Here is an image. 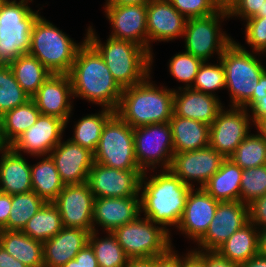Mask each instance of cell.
<instances>
[{"mask_svg": "<svg viewBox=\"0 0 266 267\" xmlns=\"http://www.w3.org/2000/svg\"><path fill=\"white\" fill-rule=\"evenodd\" d=\"M69 76L74 98L81 97L113 111L117 109L123 89L87 40L79 48Z\"/></svg>", "mask_w": 266, "mask_h": 267, "instance_id": "obj_1", "label": "cell"}, {"mask_svg": "<svg viewBox=\"0 0 266 267\" xmlns=\"http://www.w3.org/2000/svg\"><path fill=\"white\" fill-rule=\"evenodd\" d=\"M146 174L143 172L140 184L141 212L167 231L166 226L177 227L192 187L184 184L170 169L162 170L149 180Z\"/></svg>", "mask_w": 266, "mask_h": 267, "instance_id": "obj_2", "label": "cell"}, {"mask_svg": "<svg viewBox=\"0 0 266 267\" xmlns=\"http://www.w3.org/2000/svg\"><path fill=\"white\" fill-rule=\"evenodd\" d=\"M150 74L140 83L124 88L115 113L133 128L169 122L173 116L174 89L156 87Z\"/></svg>", "mask_w": 266, "mask_h": 267, "instance_id": "obj_3", "label": "cell"}, {"mask_svg": "<svg viewBox=\"0 0 266 267\" xmlns=\"http://www.w3.org/2000/svg\"><path fill=\"white\" fill-rule=\"evenodd\" d=\"M89 26L86 40L98 51L114 80L124 89L142 82L151 74L153 55L135 42L109 36L102 44Z\"/></svg>", "mask_w": 266, "mask_h": 267, "instance_id": "obj_4", "label": "cell"}, {"mask_svg": "<svg viewBox=\"0 0 266 267\" xmlns=\"http://www.w3.org/2000/svg\"><path fill=\"white\" fill-rule=\"evenodd\" d=\"M82 43H75L63 31L40 15L31 30L28 54L36 57L52 74H69Z\"/></svg>", "mask_w": 266, "mask_h": 267, "instance_id": "obj_5", "label": "cell"}, {"mask_svg": "<svg viewBox=\"0 0 266 267\" xmlns=\"http://www.w3.org/2000/svg\"><path fill=\"white\" fill-rule=\"evenodd\" d=\"M29 1L0 0V65H9L29 52L31 30L39 16Z\"/></svg>", "mask_w": 266, "mask_h": 267, "instance_id": "obj_6", "label": "cell"}, {"mask_svg": "<svg viewBox=\"0 0 266 267\" xmlns=\"http://www.w3.org/2000/svg\"><path fill=\"white\" fill-rule=\"evenodd\" d=\"M233 41L219 58L224 65L231 107H243L257 93L258 82L266 67L255 55Z\"/></svg>", "mask_w": 266, "mask_h": 267, "instance_id": "obj_7", "label": "cell"}, {"mask_svg": "<svg viewBox=\"0 0 266 267\" xmlns=\"http://www.w3.org/2000/svg\"><path fill=\"white\" fill-rule=\"evenodd\" d=\"M134 128L114 113L105 123L94 162L118 170H140L134 150Z\"/></svg>", "mask_w": 266, "mask_h": 267, "instance_id": "obj_8", "label": "cell"}, {"mask_svg": "<svg viewBox=\"0 0 266 267\" xmlns=\"http://www.w3.org/2000/svg\"><path fill=\"white\" fill-rule=\"evenodd\" d=\"M158 225L148 218L138 217L112 234L129 259L151 258L163 255L172 247L170 231Z\"/></svg>", "mask_w": 266, "mask_h": 267, "instance_id": "obj_9", "label": "cell"}, {"mask_svg": "<svg viewBox=\"0 0 266 267\" xmlns=\"http://www.w3.org/2000/svg\"><path fill=\"white\" fill-rule=\"evenodd\" d=\"M226 17L229 18L228 10L222 6L212 15L187 19L183 34L186 52L200 58L203 62L209 61L208 59L215 52L220 58L234 41L220 28V18L222 20Z\"/></svg>", "mask_w": 266, "mask_h": 267, "instance_id": "obj_10", "label": "cell"}, {"mask_svg": "<svg viewBox=\"0 0 266 267\" xmlns=\"http://www.w3.org/2000/svg\"><path fill=\"white\" fill-rule=\"evenodd\" d=\"M133 134L135 157L142 172L147 168L154 171L157 165L170 169L174 147L169 122L136 127Z\"/></svg>", "mask_w": 266, "mask_h": 267, "instance_id": "obj_11", "label": "cell"}, {"mask_svg": "<svg viewBox=\"0 0 266 267\" xmlns=\"http://www.w3.org/2000/svg\"><path fill=\"white\" fill-rule=\"evenodd\" d=\"M251 118L243 107L223 108L210 125L209 146L224 158H229L249 135Z\"/></svg>", "mask_w": 266, "mask_h": 267, "instance_id": "obj_12", "label": "cell"}, {"mask_svg": "<svg viewBox=\"0 0 266 267\" xmlns=\"http://www.w3.org/2000/svg\"><path fill=\"white\" fill-rule=\"evenodd\" d=\"M142 174L141 170H118L94 162L87 182L94 198L139 197Z\"/></svg>", "mask_w": 266, "mask_h": 267, "instance_id": "obj_13", "label": "cell"}, {"mask_svg": "<svg viewBox=\"0 0 266 267\" xmlns=\"http://www.w3.org/2000/svg\"><path fill=\"white\" fill-rule=\"evenodd\" d=\"M53 203L60 212L63 227L93 231L94 195L88 182L65 185Z\"/></svg>", "mask_w": 266, "mask_h": 267, "instance_id": "obj_14", "label": "cell"}, {"mask_svg": "<svg viewBox=\"0 0 266 267\" xmlns=\"http://www.w3.org/2000/svg\"><path fill=\"white\" fill-rule=\"evenodd\" d=\"M248 222V204L241 201L219 202L206 233L197 241L198 250L216 251L233 233Z\"/></svg>", "mask_w": 266, "mask_h": 267, "instance_id": "obj_15", "label": "cell"}, {"mask_svg": "<svg viewBox=\"0 0 266 267\" xmlns=\"http://www.w3.org/2000/svg\"><path fill=\"white\" fill-rule=\"evenodd\" d=\"M225 158L210 146L187 152L174 153L170 170L184 184L195 187L191 181H197L202 188L220 169Z\"/></svg>", "mask_w": 266, "mask_h": 267, "instance_id": "obj_16", "label": "cell"}, {"mask_svg": "<svg viewBox=\"0 0 266 267\" xmlns=\"http://www.w3.org/2000/svg\"><path fill=\"white\" fill-rule=\"evenodd\" d=\"M66 125L60 118L40 114L33 126L20 135L10 147L20 153L47 156L61 142Z\"/></svg>", "mask_w": 266, "mask_h": 267, "instance_id": "obj_17", "label": "cell"}, {"mask_svg": "<svg viewBox=\"0 0 266 267\" xmlns=\"http://www.w3.org/2000/svg\"><path fill=\"white\" fill-rule=\"evenodd\" d=\"M105 13L113 27L110 37L135 42L148 51L147 5L105 6Z\"/></svg>", "mask_w": 266, "mask_h": 267, "instance_id": "obj_18", "label": "cell"}, {"mask_svg": "<svg viewBox=\"0 0 266 267\" xmlns=\"http://www.w3.org/2000/svg\"><path fill=\"white\" fill-rule=\"evenodd\" d=\"M73 97L69 74H51L31 97L42 115H49L69 122Z\"/></svg>", "mask_w": 266, "mask_h": 267, "instance_id": "obj_19", "label": "cell"}, {"mask_svg": "<svg viewBox=\"0 0 266 267\" xmlns=\"http://www.w3.org/2000/svg\"><path fill=\"white\" fill-rule=\"evenodd\" d=\"M65 185L87 182L94 163L93 152L67 139L58 143L49 154Z\"/></svg>", "mask_w": 266, "mask_h": 267, "instance_id": "obj_20", "label": "cell"}, {"mask_svg": "<svg viewBox=\"0 0 266 267\" xmlns=\"http://www.w3.org/2000/svg\"><path fill=\"white\" fill-rule=\"evenodd\" d=\"M219 202L203 188L194 191L192 187L177 229L197 242L206 233Z\"/></svg>", "mask_w": 266, "mask_h": 267, "instance_id": "obj_21", "label": "cell"}, {"mask_svg": "<svg viewBox=\"0 0 266 267\" xmlns=\"http://www.w3.org/2000/svg\"><path fill=\"white\" fill-rule=\"evenodd\" d=\"M187 19L168 0H152L147 4L148 52L153 41H172L182 37Z\"/></svg>", "mask_w": 266, "mask_h": 267, "instance_id": "obj_22", "label": "cell"}, {"mask_svg": "<svg viewBox=\"0 0 266 267\" xmlns=\"http://www.w3.org/2000/svg\"><path fill=\"white\" fill-rule=\"evenodd\" d=\"M141 213L139 197H103L94 198L93 231L96 225L106 233L136 220Z\"/></svg>", "mask_w": 266, "mask_h": 267, "instance_id": "obj_23", "label": "cell"}, {"mask_svg": "<svg viewBox=\"0 0 266 267\" xmlns=\"http://www.w3.org/2000/svg\"><path fill=\"white\" fill-rule=\"evenodd\" d=\"M178 88V91L174 89V114L210 126L223 108L219 98L216 95L199 92L191 88Z\"/></svg>", "mask_w": 266, "mask_h": 267, "instance_id": "obj_24", "label": "cell"}, {"mask_svg": "<svg viewBox=\"0 0 266 267\" xmlns=\"http://www.w3.org/2000/svg\"><path fill=\"white\" fill-rule=\"evenodd\" d=\"M90 232L63 227L55 236L43 242L44 267H61L75 258L89 240Z\"/></svg>", "mask_w": 266, "mask_h": 267, "instance_id": "obj_25", "label": "cell"}, {"mask_svg": "<svg viewBox=\"0 0 266 267\" xmlns=\"http://www.w3.org/2000/svg\"><path fill=\"white\" fill-rule=\"evenodd\" d=\"M0 191L13 195L32 191L31 167L21 153L0 146Z\"/></svg>", "mask_w": 266, "mask_h": 267, "instance_id": "obj_26", "label": "cell"}, {"mask_svg": "<svg viewBox=\"0 0 266 267\" xmlns=\"http://www.w3.org/2000/svg\"><path fill=\"white\" fill-rule=\"evenodd\" d=\"M174 153L203 149L209 146L210 126L193 119L176 116L169 121Z\"/></svg>", "mask_w": 266, "mask_h": 267, "instance_id": "obj_27", "label": "cell"}, {"mask_svg": "<svg viewBox=\"0 0 266 267\" xmlns=\"http://www.w3.org/2000/svg\"><path fill=\"white\" fill-rule=\"evenodd\" d=\"M0 245L27 267H44L43 243L22 231L1 229Z\"/></svg>", "mask_w": 266, "mask_h": 267, "instance_id": "obj_28", "label": "cell"}, {"mask_svg": "<svg viewBox=\"0 0 266 267\" xmlns=\"http://www.w3.org/2000/svg\"><path fill=\"white\" fill-rule=\"evenodd\" d=\"M242 170L231 159L225 158L220 169L202 188L220 202L240 201Z\"/></svg>", "mask_w": 266, "mask_h": 267, "instance_id": "obj_29", "label": "cell"}, {"mask_svg": "<svg viewBox=\"0 0 266 267\" xmlns=\"http://www.w3.org/2000/svg\"><path fill=\"white\" fill-rule=\"evenodd\" d=\"M258 228L250 221L233 233L216 252L231 262L241 264L259 253Z\"/></svg>", "mask_w": 266, "mask_h": 267, "instance_id": "obj_30", "label": "cell"}, {"mask_svg": "<svg viewBox=\"0 0 266 267\" xmlns=\"http://www.w3.org/2000/svg\"><path fill=\"white\" fill-rule=\"evenodd\" d=\"M40 114L32 99L6 112L0 117V145L10 146L20 135L35 124Z\"/></svg>", "mask_w": 266, "mask_h": 267, "instance_id": "obj_31", "label": "cell"}, {"mask_svg": "<svg viewBox=\"0 0 266 267\" xmlns=\"http://www.w3.org/2000/svg\"><path fill=\"white\" fill-rule=\"evenodd\" d=\"M32 191L46 203L54 202L65 184L61 181L55 163L50 155L37 164L30 165Z\"/></svg>", "mask_w": 266, "mask_h": 267, "instance_id": "obj_32", "label": "cell"}, {"mask_svg": "<svg viewBox=\"0 0 266 267\" xmlns=\"http://www.w3.org/2000/svg\"><path fill=\"white\" fill-rule=\"evenodd\" d=\"M21 88L32 97L52 74L30 54L21 55L9 64Z\"/></svg>", "mask_w": 266, "mask_h": 267, "instance_id": "obj_33", "label": "cell"}, {"mask_svg": "<svg viewBox=\"0 0 266 267\" xmlns=\"http://www.w3.org/2000/svg\"><path fill=\"white\" fill-rule=\"evenodd\" d=\"M62 229V218L57 206L53 202H48L29 219L21 231L43 243Z\"/></svg>", "mask_w": 266, "mask_h": 267, "instance_id": "obj_34", "label": "cell"}, {"mask_svg": "<svg viewBox=\"0 0 266 267\" xmlns=\"http://www.w3.org/2000/svg\"><path fill=\"white\" fill-rule=\"evenodd\" d=\"M115 111L103 108L98 114H89L74 125V136L70 140L81 147L89 149L91 152L97 148L103 126Z\"/></svg>", "mask_w": 266, "mask_h": 267, "instance_id": "obj_35", "label": "cell"}, {"mask_svg": "<svg viewBox=\"0 0 266 267\" xmlns=\"http://www.w3.org/2000/svg\"><path fill=\"white\" fill-rule=\"evenodd\" d=\"M98 230L90 232L88 244L94 251L99 267H126L129 258L119 245L116 237L107 233V237L99 239Z\"/></svg>", "mask_w": 266, "mask_h": 267, "instance_id": "obj_36", "label": "cell"}, {"mask_svg": "<svg viewBox=\"0 0 266 267\" xmlns=\"http://www.w3.org/2000/svg\"><path fill=\"white\" fill-rule=\"evenodd\" d=\"M46 202L34 191L12 195V204L7 224L3 230L21 231L29 219L35 215Z\"/></svg>", "mask_w": 266, "mask_h": 267, "instance_id": "obj_37", "label": "cell"}, {"mask_svg": "<svg viewBox=\"0 0 266 267\" xmlns=\"http://www.w3.org/2000/svg\"><path fill=\"white\" fill-rule=\"evenodd\" d=\"M243 170L266 164V140L258 134H249L229 157Z\"/></svg>", "mask_w": 266, "mask_h": 267, "instance_id": "obj_38", "label": "cell"}, {"mask_svg": "<svg viewBox=\"0 0 266 267\" xmlns=\"http://www.w3.org/2000/svg\"><path fill=\"white\" fill-rule=\"evenodd\" d=\"M30 99L18 84L9 65H0V117Z\"/></svg>", "mask_w": 266, "mask_h": 267, "instance_id": "obj_39", "label": "cell"}, {"mask_svg": "<svg viewBox=\"0 0 266 267\" xmlns=\"http://www.w3.org/2000/svg\"><path fill=\"white\" fill-rule=\"evenodd\" d=\"M219 64V65H218ZM211 65L204 61L196 74L194 84L191 89L216 95L213 92L226 87L224 65L219 59V63Z\"/></svg>", "mask_w": 266, "mask_h": 267, "instance_id": "obj_40", "label": "cell"}, {"mask_svg": "<svg viewBox=\"0 0 266 267\" xmlns=\"http://www.w3.org/2000/svg\"><path fill=\"white\" fill-rule=\"evenodd\" d=\"M266 194V164L242 170L240 201L250 204Z\"/></svg>", "mask_w": 266, "mask_h": 267, "instance_id": "obj_41", "label": "cell"}, {"mask_svg": "<svg viewBox=\"0 0 266 267\" xmlns=\"http://www.w3.org/2000/svg\"><path fill=\"white\" fill-rule=\"evenodd\" d=\"M169 61L170 74L179 82L186 83L184 88H191L203 61L186 51L179 52Z\"/></svg>", "mask_w": 266, "mask_h": 267, "instance_id": "obj_42", "label": "cell"}, {"mask_svg": "<svg viewBox=\"0 0 266 267\" xmlns=\"http://www.w3.org/2000/svg\"><path fill=\"white\" fill-rule=\"evenodd\" d=\"M186 19L205 17L216 13L222 5L217 0H168Z\"/></svg>", "mask_w": 266, "mask_h": 267, "instance_id": "obj_43", "label": "cell"}, {"mask_svg": "<svg viewBox=\"0 0 266 267\" xmlns=\"http://www.w3.org/2000/svg\"><path fill=\"white\" fill-rule=\"evenodd\" d=\"M246 22L245 37L247 44L252 47V53H266V17H252Z\"/></svg>", "mask_w": 266, "mask_h": 267, "instance_id": "obj_44", "label": "cell"}, {"mask_svg": "<svg viewBox=\"0 0 266 267\" xmlns=\"http://www.w3.org/2000/svg\"><path fill=\"white\" fill-rule=\"evenodd\" d=\"M266 0H232L226 8L229 18L237 16L248 20L254 17L257 13H262V6Z\"/></svg>", "mask_w": 266, "mask_h": 267, "instance_id": "obj_45", "label": "cell"}, {"mask_svg": "<svg viewBox=\"0 0 266 267\" xmlns=\"http://www.w3.org/2000/svg\"><path fill=\"white\" fill-rule=\"evenodd\" d=\"M249 221L258 228L266 226V194L248 204Z\"/></svg>", "mask_w": 266, "mask_h": 267, "instance_id": "obj_46", "label": "cell"}, {"mask_svg": "<svg viewBox=\"0 0 266 267\" xmlns=\"http://www.w3.org/2000/svg\"><path fill=\"white\" fill-rule=\"evenodd\" d=\"M252 111V122L255 124L260 118L266 116V96L252 97L244 106L246 110Z\"/></svg>", "mask_w": 266, "mask_h": 267, "instance_id": "obj_47", "label": "cell"}, {"mask_svg": "<svg viewBox=\"0 0 266 267\" xmlns=\"http://www.w3.org/2000/svg\"><path fill=\"white\" fill-rule=\"evenodd\" d=\"M171 247L166 253L155 257V267H181V256Z\"/></svg>", "mask_w": 266, "mask_h": 267, "instance_id": "obj_48", "label": "cell"}, {"mask_svg": "<svg viewBox=\"0 0 266 267\" xmlns=\"http://www.w3.org/2000/svg\"><path fill=\"white\" fill-rule=\"evenodd\" d=\"M181 267H205V252L203 250H191L181 258Z\"/></svg>", "mask_w": 266, "mask_h": 267, "instance_id": "obj_49", "label": "cell"}, {"mask_svg": "<svg viewBox=\"0 0 266 267\" xmlns=\"http://www.w3.org/2000/svg\"><path fill=\"white\" fill-rule=\"evenodd\" d=\"M205 267H240V264L229 261L216 251H205Z\"/></svg>", "mask_w": 266, "mask_h": 267, "instance_id": "obj_50", "label": "cell"}, {"mask_svg": "<svg viewBox=\"0 0 266 267\" xmlns=\"http://www.w3.org/2000/svg\"><path fill=\"white\" fill-rule=\"evenodd\" d=\"M81 267H99L94 251L89 244L81 249L74 258Z\"/></svg>", "mask_w": 266, "mask_h": 267, "instance_id": "obj_51", "label": "cell"}, {"mask_svg": "<svg viewBox=\"0 0 266 267\" xmlns=\"http://www.w3.org/2000/svg\"><path fill=\"white\" fill-rule=\"evenodd\" d=\"M12 204V195L0 191V230L7 224Z\"/></svg>", "mask_w": 266, "mask_h": 267, "instance_id": "obj_52", "label": "cell"}, {"mask_svg": "<svg viewBox=\"0 0 266 267\" xmlns=\"http://www.w3.org/2000/svg\"><path fill=\"white\" fill-rule=\"evenodd\" d=\"M0 267H27L13 256H11L1 245H0Z\"/></svg>", "mask_w": 266, "mask_h": 267, "instance_id": "obj_53", "label": "cell"}, {"mask_svg": "<svg viewBox=\"0 0 266 267\" xmlns=\"http://www.w3.org/2000/svg\"><path fill=\"white\" fill-rule=\"evenodd\" d=\"M240 267H266V255L258 253L248 261L241 263Z\"/></svg>", "mask_w": 266, "mask_h": 267, "instance_id": "obj_54", "label": "cell"}, {"mask_svg": "<svg viewBox=\"0 0 266 267\" xmlns=\"http://www.w3.org/2000/svg\"><path fill=\"white\" fill-rule=\"evenodd\" d=\"M126 267H155V257L129 259Z\"/></svg>", "mask_w": 266, "mask_h": 267, "instance_id": "obj_55", "label": "cell"}, {"mask_svg": "<svg viewBox=\"0 0 266 267\" xmlns=\"http://www.w3.org/2000/svg\"><path fill=\"white\" fill-rule=\"evenodd\" d=\"M152 0H107L105 6L149 4Z\"/></svg>", "mask_w": 266, "mask_h": 267, "instance_id": "obj_56", "label": "cell"}, {"mask_svg": "<svg viewBox=\"0 0 266 267\" xmlns=\"http://www.w3.org/2000/svg\"><path fill=\"white\" fill-rule=\"evenodd\" d=\"M260 229H258L259 253L266 255V226Z\"/></svg>", "mask_w": 266, "mask_h": 267, "instance_id": "obj_57", "label": "cell"}, {"mask_svg": "<svg viewBox=\"0 0 266 267\" xmlns=\"http://www.w3.org/2000/svg\"><path fill=\"white\" fill-rule=\"evenodd\" d=\"M266 96V71L261 75L259 82L257 93H253L252 97H263Z\"/></svg>", "mask_w": 266, "mask_h": 267, "instance_id": "obj_58", "label": "cell"}, {"mask_svg": "<svg viewBox=\"0 0 266 267\" xmlns=\"http://www.w3.org/2000/svg\"><path fill=\"white\" fill-rule=\"evenodd\" d=\"M254 125L259 134L266 140V116L260 118Z\"/></svg>", "mask_w": 266, "mask_h": 267, "instance_id": "obj_59", "label": "cell"}, {"mask_svg": "<svg viewBox=\"0 0 266 267\" xmlns=\"http://www.w3.org/2000/svg\"><path fill=\"white\" fill-rule=\"evenodd\" d=\"M61 267H81V263L77 262L75 259L69 260L65 265Z\"/></svg>", "mask_w": 266, "mask_h": 267, "instance_id": "obj_60", "label": "cell"}, {"mask_svg": "<svg viewBox=\"0 0 266 267\" xmlns=\"http://www.w3.org/2000/svg\"><path fill=\"white\" fill-rule=\"evenodd\" d=\"M254 17H266V2L262 6V13H257Z\"/></svg>", "mask_w": 266, "mask_h": 267, "instance_id": "obj_61", "label": "cell"}, {"mask_svg": "<svg viewBox=\"0 0 266 267\" xmlns=\"http://www.w3.org/2000/svg\"><path fill=\"white\" fill-rule=\"evenodd\" d=\"M232 0H222V6L226 7Z\"/></svg>", "mask_w": 266, "mask_h": 267, "instance_id": "obj_62", "label": "cell"}]
</instances>
